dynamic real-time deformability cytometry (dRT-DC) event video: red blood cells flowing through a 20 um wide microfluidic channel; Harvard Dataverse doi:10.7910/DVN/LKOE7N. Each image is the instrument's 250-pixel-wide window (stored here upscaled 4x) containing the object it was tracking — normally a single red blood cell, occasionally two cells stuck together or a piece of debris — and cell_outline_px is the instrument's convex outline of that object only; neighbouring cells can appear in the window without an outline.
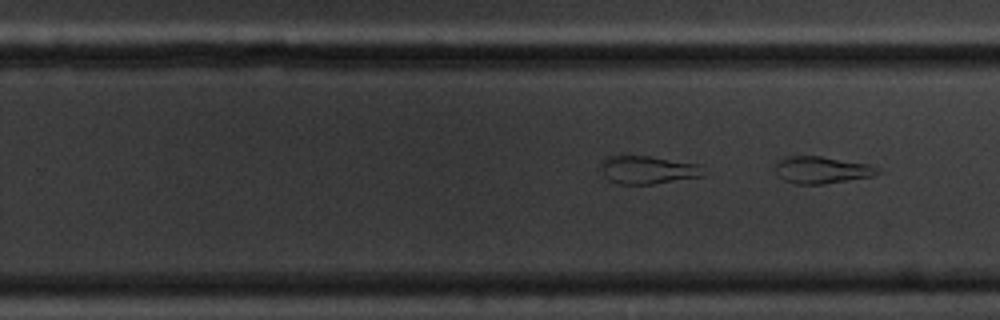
{"species": "common noctule bat (a hibernating species)", "species_latin": "Nyctalus noctula", "temperature_condition": "cold", "stored_images_in_passage": 9, "segment_of_instrument_passage": [2, 2], "camera_frame_rate_fps": 3000, "um_per_image_px": 0.085, "animal": {"sex": "male", "body_mass_g": 20.1, "forearm_length_mm": 53.5}, "frame": {"image": 1, "passage_image": 9, "time_ms": 9.333, "image_size_px": [1000, 320], "cell_outline_px": [[880, 172], [872, 176], [824, 184], [796, 184], [784, 180], [776, 172], [776, 164], [780, 160], [788, 156], [820, 156], [868, 164], [880, 168]], "centroid_in_image_um": [69.86, 14.45], "position_along_channel_um": 259.9, "area_um2": 15.9}}